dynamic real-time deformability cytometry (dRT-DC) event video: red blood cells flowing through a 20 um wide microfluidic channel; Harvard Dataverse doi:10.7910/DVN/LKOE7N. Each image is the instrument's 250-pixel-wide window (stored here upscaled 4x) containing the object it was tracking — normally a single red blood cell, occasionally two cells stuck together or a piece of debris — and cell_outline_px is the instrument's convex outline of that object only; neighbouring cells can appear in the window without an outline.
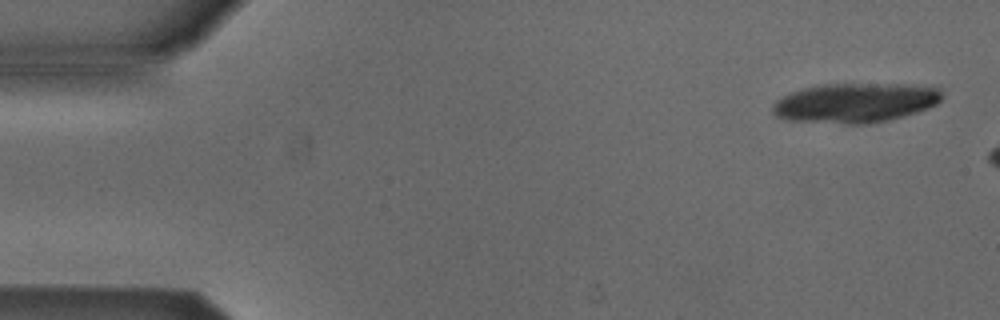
{"species": "Egyptian fruit bat (a non-hibernating species)", "species_latin": "Rousettus aegyptiacus", "temperature_condition": "cold", "stored_images_in_passage": 5, "camera_frame_rate_fps": 3000, "um_per_image_px": 0.085, "animal": {"sex": "male"}, "frame": {"image": 1, "passage_image": 1, "time_ms": 0.0, "image_size_px": [1000, 320], "cell_outline_px": [[944, 96], [936, 104], [928, 108], [904, 116], [888, 120], [868, 124], [844, 124], [784, 120], [776, 116], [772, 112], [772, 104], [776, 100], [792, 92], [804, 88], [820, 84], [904, 84], [940, 88], [944, 92]], "centroid_in_image_um": [72.69, 8.75], "position_along_channel_um": 12.3, "area_um2": 39.36}}